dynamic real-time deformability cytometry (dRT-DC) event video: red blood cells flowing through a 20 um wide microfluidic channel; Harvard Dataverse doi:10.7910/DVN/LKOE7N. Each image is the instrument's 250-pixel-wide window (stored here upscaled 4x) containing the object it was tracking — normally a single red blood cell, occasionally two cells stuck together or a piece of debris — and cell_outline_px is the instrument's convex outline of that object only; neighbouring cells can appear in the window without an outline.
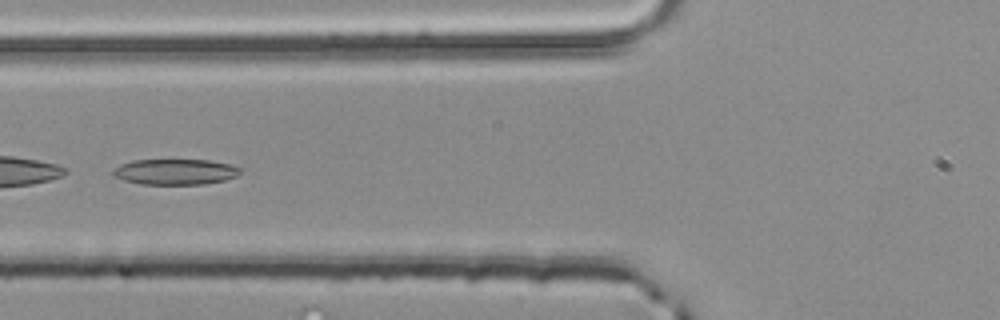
{"species": "common noctule bat (a hibernating species)", "species_latin": "Nyctalus noctula", "temperature_condition": "room temperature", "stored_images_in_passage": 51, "segment_of_instrument_passage": [2, 2], "camera_frame_rate_fps": 3000, "um_per_image_px": 0.085, "animal": {"sex": "male", "body_mass_g": 20.4}, "frame": {"image": 1, "passage_image": 21, "time_ms": 6.667, "image_size_px": [1000, 320], "cell_outline_px": [[240, 172], [236, 176], [224, 180], [204, 184], [140, 184], [124, 180], [112, 176], [112, 168], [120, 164], [132, 160], [208, 160], [228, 164], [240, 168]], "centroid_in_image_um": [14.82, 14.6], "position_along_channel_um": 111.0, "area_um2": 19.02}}
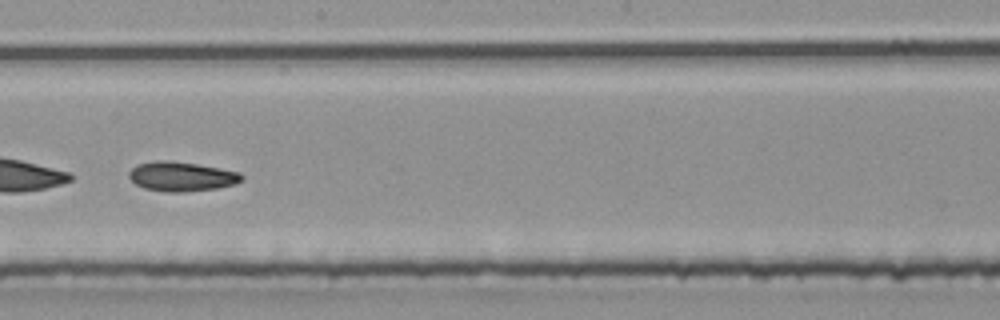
{"frame": {"image": 2, "passage_image": 30, "time_ms": 9.667, "image_size_px": [1000, 320], "cell_outline_px": [[244, 180], [236, 184], [216, 188], [184, 192], [164, 192], [144, 188], [136, 184], [128, 176], [128, 172], [136, 164], [156, 160], [168, 160], [196, 164], [220, 168], [240, 172], [244, 176]], "centroid_in_image_um": [15.44, 15.0], "position_along_channel_um": 232.8, "area_um2": 19.54}}
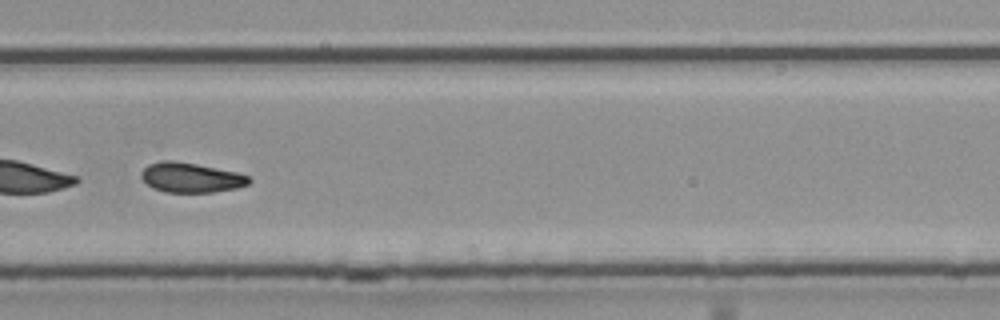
{"frame": {"image": 3, "passage_image": 36, "time_ms": 11.667, "image_size_px": [1000, 320], "cell_outline_px": [[252, 180], [248, 184], [236, 188], [212, 192], [164, 192], [152, 188], [140, 176], [140, 172], [148, 164], [160, 160], [172, 160], [196, 164], [236, 172], [248, 176]], "centroid_in_image_um": [16.19, 15.09], "position_along_channel_um": 313.6, "area_um2": 18.67}}